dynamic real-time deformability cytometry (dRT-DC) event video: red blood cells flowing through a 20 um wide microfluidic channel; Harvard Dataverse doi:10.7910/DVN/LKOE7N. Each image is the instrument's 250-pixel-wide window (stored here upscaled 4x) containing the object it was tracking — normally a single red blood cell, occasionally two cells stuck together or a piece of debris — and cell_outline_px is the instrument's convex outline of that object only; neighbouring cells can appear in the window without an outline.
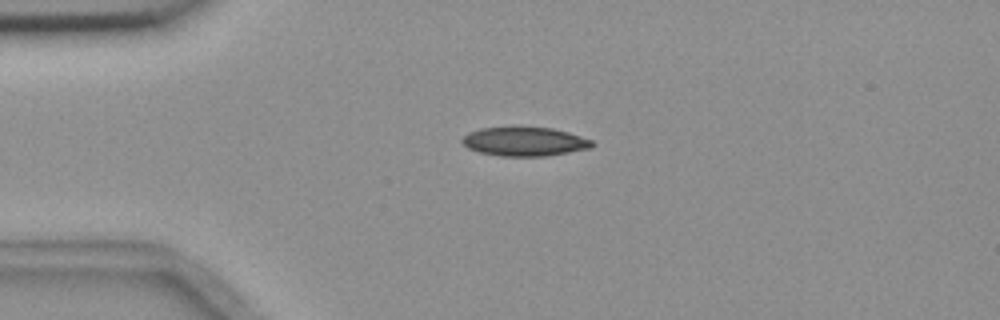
{"species": "common noctule bat (a hibernating species)", "species_latin": "Nyctalus noctula", "temperature_condition": "room temperature", "stored_images_in_passage": 2, "camera_frame_rate_fps": 3000, "um_per_image_px": 0.085, "animal": {"sex": "female", "body_mass_g": 18.4}, "frame": {"image": 1, "passage_image": 1, "time_ms": 0.0, "image_size_px": [1000, 320], "cell_outline_px": [[596, 144], [592, 148], [548, 156], [500, 156], [480, 152], [468, 148], [460, 140], [468, 132], [480, 128], [552, 128], [568, 132], [592, 140]], "centroid_in_image_um": [44.62, 12.05], "position_along_channel_um": 40.4, "area_um2": 21.79}}